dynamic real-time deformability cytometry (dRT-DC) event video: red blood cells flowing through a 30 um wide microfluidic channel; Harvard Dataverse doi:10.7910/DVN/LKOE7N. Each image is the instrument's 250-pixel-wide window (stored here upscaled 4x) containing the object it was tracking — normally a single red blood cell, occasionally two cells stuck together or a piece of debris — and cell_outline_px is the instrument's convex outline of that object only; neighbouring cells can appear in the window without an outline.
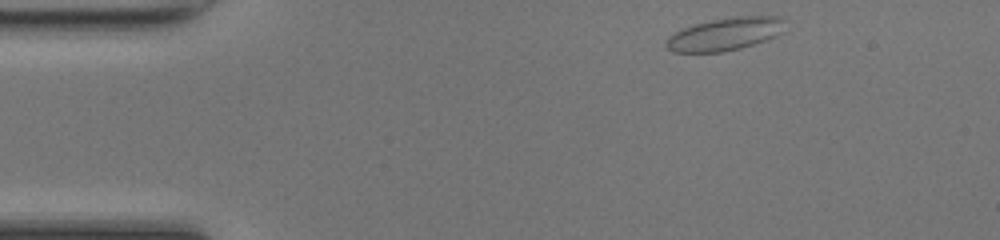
{"species": "common noctule bat (a hibernating species)", "species_latin": "Nyctalus noctula", "temperature_condition": "room temperature", "stored_images_in_passage": 43, "camera_frame_rate_fps": 3000, "um_per_image_px": 0.085, "animal": {"sex": "female", "body_mass_g": 17.0, "forearm_length_mm": 48.0}, "frame": {"image": 1, "passage_image": 1, "time_ms": 0.0, "image_size_px": [1000, 240], "cell_outline_px": [[784, 20], [780, 32], [776, 36], [768, 40], [740, 48], [720, 52], [672, 52], [664, 44], [668, 36], [684, 28], [696, 24], [712, 20], [732, 16], [780, 16]], "centroid_in_image_um": [61.62, 2.9], "position_along_channel_um": 23.4, "area_um2": 22.54}}
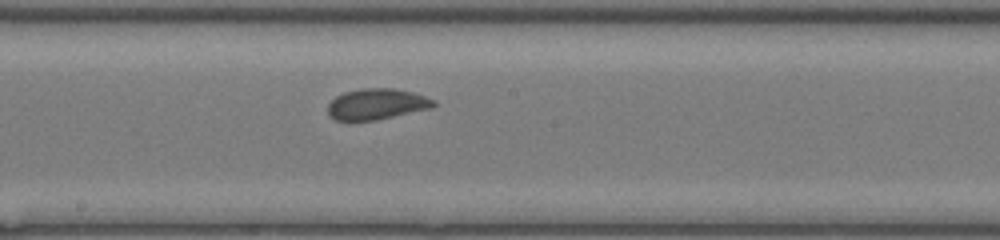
{"frame": {"image": 2, "passage_image": 20, "time_ms": 6.333, "image_size_px": [1000, 240], "cell_outline_px": [[436, 104], [432, 108], [376, 120], [336, 120], [328, 116], [328, 104], [336, 96], [344, 92], [360, 88], [392, 88], [412, 92], [436, 100]], "centroid_in_image_um": [32.02, 8.84], "position_along_channel_um": 216.2, "area_um2": 19.07}}
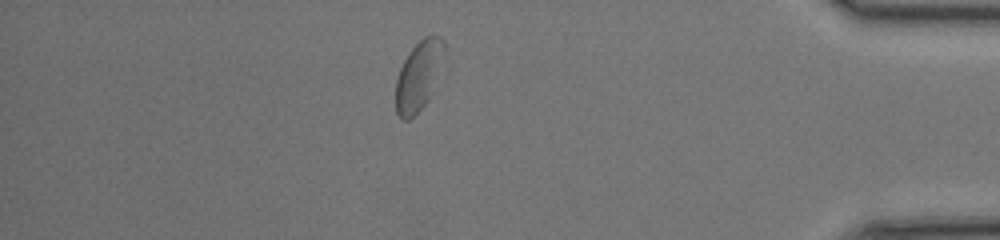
{"frame": {"image": 3, "passage_image": 36, "time_ms": 11.667, "image_size_px": [1000, 240], "cell_outline_px": [[444, 52], [428, 100], [408, 120], [400, 120], [396, 112], [396, 80], [400, 68], [408, 52], [424, 36], [440, 36], [444, 40]], "centroid_in_image_um": [35.54, 6.43], "position_along_channel_um": 399.7, "area_um2": 19.02}, "authors_computed_cell_mechanics": {"area_um2": 19.4786, "velocity_mm_per_s": 4.2397, "shape_relaxation_time_tau1_ms": 4.3767, "shape_relaxation_time_tau2_ms": 0.425, "deformation_change_tau1": 0.0908, "deformation_change_tau2": 0.0401}}